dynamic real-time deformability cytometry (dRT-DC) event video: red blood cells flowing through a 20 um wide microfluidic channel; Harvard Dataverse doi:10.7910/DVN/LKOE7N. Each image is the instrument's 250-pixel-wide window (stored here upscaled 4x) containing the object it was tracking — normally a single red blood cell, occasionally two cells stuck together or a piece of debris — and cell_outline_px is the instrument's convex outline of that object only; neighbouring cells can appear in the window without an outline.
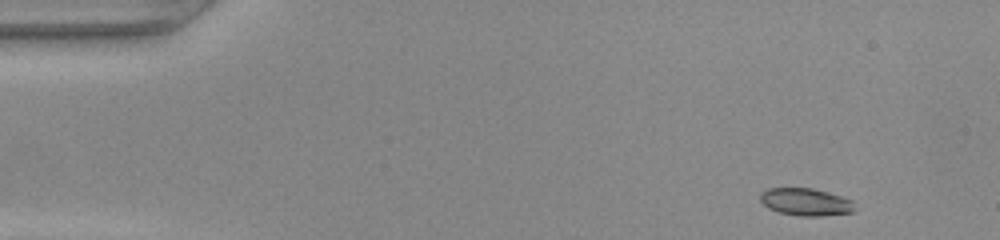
{"species": "common noctule bat (a hibernating species)", "species_latin": "Nyctalus noctula", "temperature_condition": "warm", "stored_images_in_passage": 45, "camera_frame_rate_fps": 3000, "um_per_image_px": 0.085, "animal": {"sex": "female", "body_mass_g": 22.0, "forearm_length_mm": 56.7}, "frame": {"image": 1, "passage_image": 1, "time_ms": 0.0, "image_size_px": [1000, 240], "cell_outline_px": [[860, 208], [856, 212], [820, 216], [800, 216], [780, 212], [768, 208], [760, 200], [760, 192], [768, 188], [812, 188], [828, 192], [852, 200]], "centroid_in_image_um": [68.56, 17.17], "position_along_channel_um": 16.4, "area_um2": 15.37}}
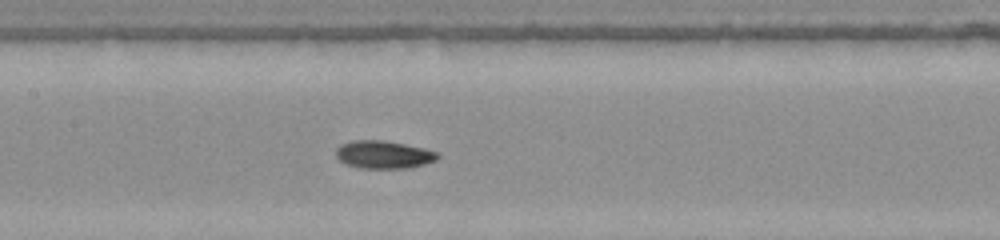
{"frame": {"image": 2, "passage_image": 20, "time_ms": 6.333, "image_size_px": [1000, 240], "cell_outline_px": [[440, 156], [436, 160], [424, 164], [408, 168], [360, 168], [344, 164], [336, 156], [336, 148], [340, 144], [352, 140], [384, 140], [424, 148], [440, 152]], "centroid_in_image_um": [32.6, 13.14], "position_along_channel_um": 174.8, "area_um2": 16.65}}
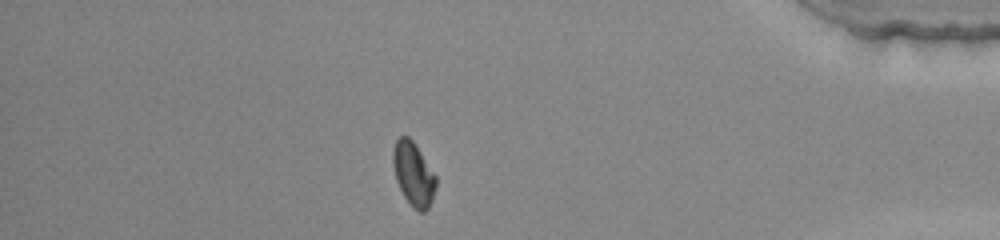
{"frame": {"image": 3, "passage_image": 39, "time_ms": 12.667, "image_size_px": [1000, 240], "cell_outline_px": [[436, 188], [432, 200], [428, 208], [424, 212], [420, 212], [412, 208], [404, 196], [396, 180], [392, 164], [392, 152], [396, 140], [400, 136], [408, 136], [412, 140], [436, 176]], "centroid_in_image_um": [35.13, 14.81], "position_along_channel_um": 400.1, "area_um2": 15.9}}